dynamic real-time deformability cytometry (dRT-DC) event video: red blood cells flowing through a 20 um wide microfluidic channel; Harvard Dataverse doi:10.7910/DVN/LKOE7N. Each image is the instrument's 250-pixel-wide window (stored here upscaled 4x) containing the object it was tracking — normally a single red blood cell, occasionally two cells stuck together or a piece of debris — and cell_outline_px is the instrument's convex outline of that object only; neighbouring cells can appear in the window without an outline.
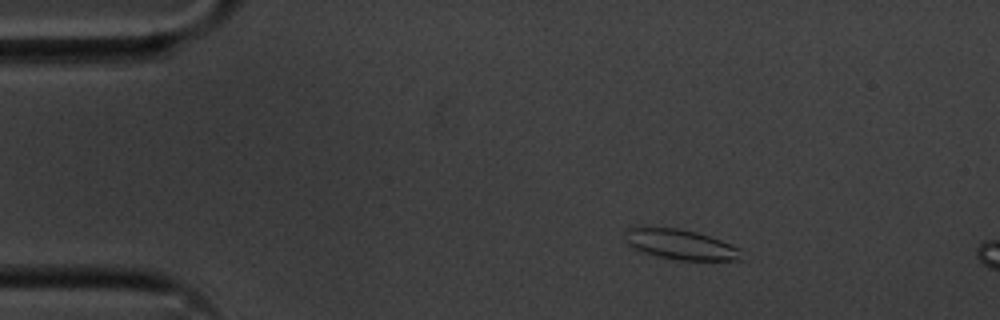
{"species": "common noctule bat (a hibernating species)", "species_latin": "Nyctalus noctula", "temperature_condition": "cold", "stored_images_in_passage": 13, "camera_frame_rate_fps": 3000, "um_per_image_px": 0.085, "animal": {"sex": "male", "body_mass_g": 20.1, "forearm_length_mm": 53.5}, "frame": {"image": 1, "passage_image": 8, "time_ms": 2.333, "image_size_px": [1000, 320], "cell_outline_px": [[744, 260], [680, 260], [636, 252], [624, 240], [624, 232], [628, 228], [680, 228], [696, 232], [720, 240], [740, 248]], "centroid_in_image_um": [57.82, 20.79], "position_along_channel_um": 27.2, "area_um2": 20.52}}